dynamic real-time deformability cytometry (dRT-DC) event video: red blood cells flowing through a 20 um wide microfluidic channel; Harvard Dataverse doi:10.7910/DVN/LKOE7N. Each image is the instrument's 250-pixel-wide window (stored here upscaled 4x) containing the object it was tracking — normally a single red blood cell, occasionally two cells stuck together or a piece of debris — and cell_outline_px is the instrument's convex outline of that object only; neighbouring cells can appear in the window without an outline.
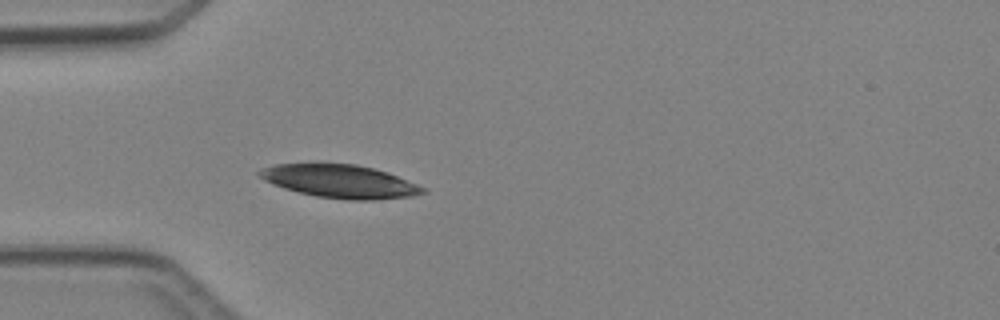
{"species": "Egyptian fruit bat (a non-hibernating species)", "species_latin": "Rousettus aegyptiacus", "temperature_condition": "cold", "stored_images_in_passage": 4, "camera_frame_rate_fps": 3000, "um_per_image_px": 0.085, "animal": {"sex": "female"}, "frame": {"image": 1, "passage_image": 4, "time_ms": 3.667, "image_size_px": [1000, 320], "cell_outline_px": [[428, 192], [412, 196], [372, 200], [348, 200], [316, 196], [284, 188], [272, 184], [264, 180], [256, 172], [260, 168], [272, 164], [356, 164], [388, 172], [416, 184], [424, 188]], "centroid_in_image_um": [28.88, 15.41], "position_along_channel_um": 56.1, "area_um2": 31.39}}